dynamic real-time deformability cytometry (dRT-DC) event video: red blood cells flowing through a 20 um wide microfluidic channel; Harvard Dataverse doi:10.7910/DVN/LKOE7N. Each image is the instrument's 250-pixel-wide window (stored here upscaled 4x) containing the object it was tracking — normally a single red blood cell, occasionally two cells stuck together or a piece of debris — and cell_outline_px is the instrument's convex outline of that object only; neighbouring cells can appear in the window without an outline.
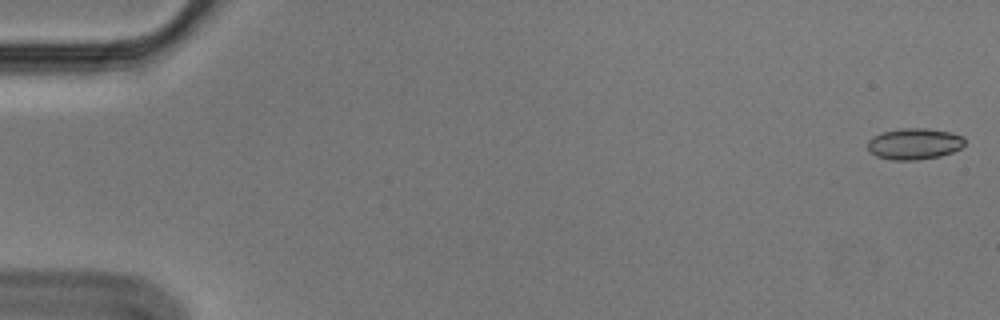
{"species": "Egyptian fruit bat (a non-hibernating species)", "species_latin": "Rousettus aegyptiacus", "temperature_condition": "cold", "stored_images_in_passage": 56, "camera_frame_rate_fps": 3000, "um_per_image_px": 0.085, "animal": {"sex": "male"}, "frame": {"image": 1, "passage_image": 1, "time_ms": 0.0, "image_size_px": [1000, 320], "cell_outline_px": [[964, 144], [960, 148], [952, 152], [940, 156], [916, 160], [892, 160], [876, 156], [868, 148], [868, 140], [872, 136], [884, 132], [900, 128], [928, 128], [952, 132], [964, 136]], "centroid_in_image_um": [77.73, 12.21], "position_along_channel_um": 7.3, "area_um2": 17.74}}
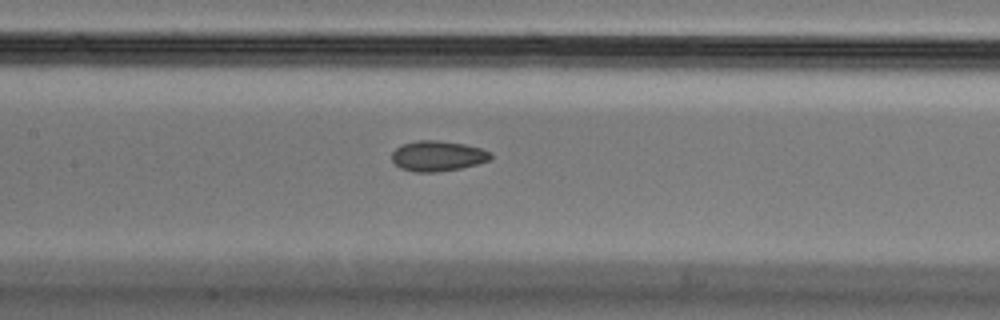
{"frame": {"image": 2, "passage_image": 27, "time_ms": 8.667, "image_size_px": [1000, 320], "cell_outline_px": [[492, 156], [488, 160], [476, 164], [460, 168], [440, 172], [412, 172], [400, 168], [392, 160], [392, 152], [400, 144], [416, 140], [436, 140], [464, 144], [480, 148], [492, 152]], "centroid_in_image_um": [37.17, 13.25], "position_along_channel_um": 170.2, "area_um2": 17.57}}
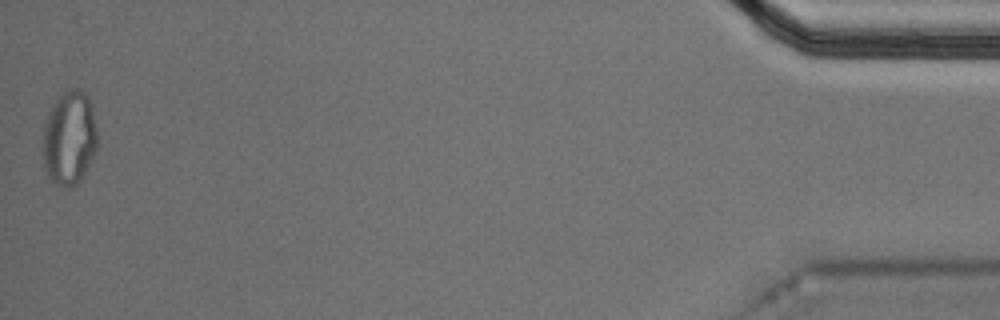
{"frame": {"image": 3, "passage_image": 56, "time_ms": 18.333, "image_size_px": [1000, 320], "cell_outline_px": [[96, 152], [84, 176], [76, 184], [68, 188], [64, 188], [56, 184], [48, 176], [44, 168], [44, 124], [48, 112], [56, 100], [64, 92], [72, 88], [76, 88], [84, 92], [88, 96], [92, 104], [96, 128]], "centroid_in_image_um": [5.91, 11.75], "position_along_channel_um": 429.3, "area_um2": 29.94}, "authors_computed_cell_mechanics": {"area_um2": 17.7157, "velocity_mm_per_s": 3.5854, "shape_relaxation_time_tau1_ms": null, "shape_relaxation_time_tau2_ms": 3.6909, "deformation_change_tau1": null, "deformation_change_tau2": 0.0702}}